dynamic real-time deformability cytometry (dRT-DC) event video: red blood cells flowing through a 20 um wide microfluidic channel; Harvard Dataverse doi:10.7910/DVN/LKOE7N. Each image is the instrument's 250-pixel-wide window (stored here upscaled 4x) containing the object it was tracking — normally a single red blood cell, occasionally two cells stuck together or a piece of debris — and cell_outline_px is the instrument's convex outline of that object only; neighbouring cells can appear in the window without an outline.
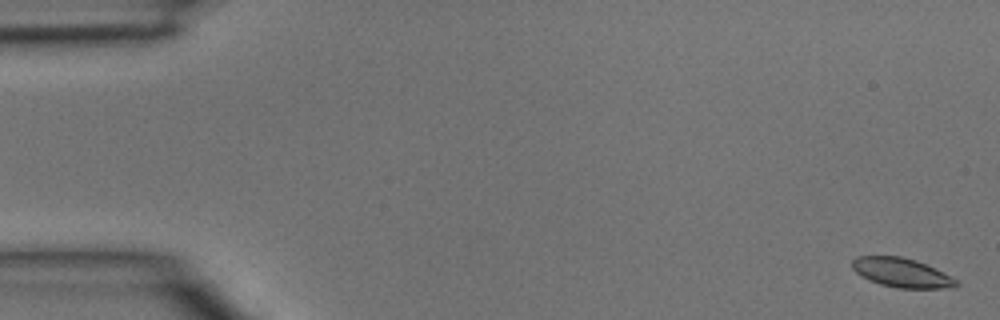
{"species": "common noctule bat (a hibernating species)", "species_latin": "Nyctalus noctula", "temperature_condition": "room temperature", "stored_images_in_passage": 4, "camera_frame_rate_fps": 3000, "um_per_image_px": 0.085, "animal": {"sex": "male", "body_mass_g": 15.6}, "frame": {"image": 1, "passage_image": 1, "time_ms": 0.0, "image_size_px": [1000, 320], "cell_outline_px": [[960, 284], [956, 288], [896, 288], [880, 284], [868, 280], [860, 276], [852, 268], [852, 260], [856, 256], [900, 256], [916, 260], [960, 280]], "centroid_in_image_um": [76.66, 23.19], "position_along_channel_um": 8.3, "area_um2": 17.92}}
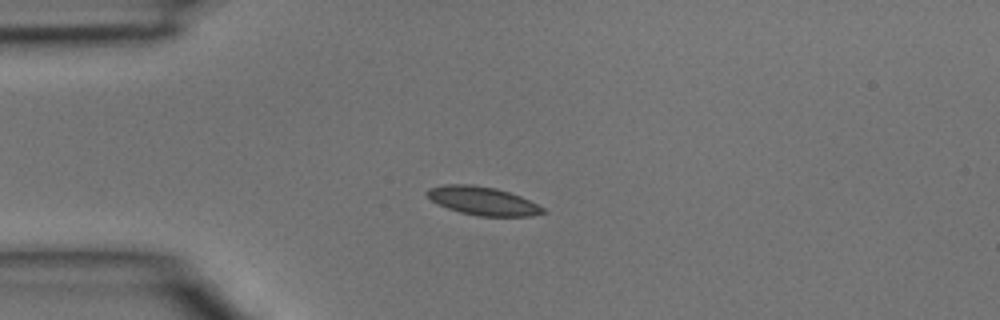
{"frame": {"image": 2, "passage_image": 4, "time_ms": 1.0, "image_size_px": [1000, 320], "cell_outline_px": [[548, 212], [532, 216], [476, 216], [460, 212], [448, 208], [432, 200], [424, 192], [428, 188], [444, 184], [472, 184], [496, 188], [520, 196], [544, 208]], "centroid_in_image_um": [41.03, 17.07], "position_along_channel_um": 44.0, "area_um2": 19.13}}